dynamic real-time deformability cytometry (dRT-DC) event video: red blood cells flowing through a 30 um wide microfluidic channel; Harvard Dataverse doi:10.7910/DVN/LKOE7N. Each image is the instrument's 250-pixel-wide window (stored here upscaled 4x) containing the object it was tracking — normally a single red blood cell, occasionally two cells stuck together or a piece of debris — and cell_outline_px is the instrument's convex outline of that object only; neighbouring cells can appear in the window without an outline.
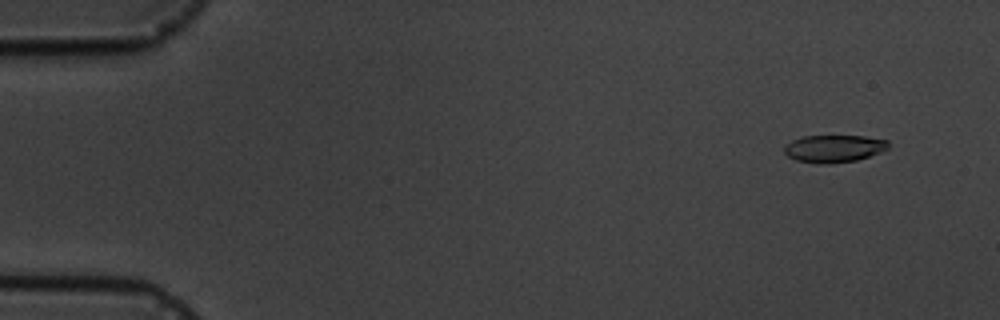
{"species": "common noctule bat (a hibernating species)", "species_latin": "Nyctalus noctula", "temperature_condition": "cold", "stored_images_in_passage": 7, "camera_frame_rate_fps": 3000, "um_per_image_px": 0.085, "animal": {"sex": "male", "body_mass_g": 19.5, "forearm_length_mm": 54.6}, "frame": {"image": 1, "passage_image": 2, "time_ms": 1.333, "image_size_px": [1000, 320], "cell_outline_px": [[888, 148], [880, 152], [856, 160], [828, 164], [820, 164], [796, 160], [788, 156], [784, 152], [784, 144], [792, 140], [804, 136], [864, 136], [888, 140]], "centroid_in_image_um": [70.85, 12.62], "position_along_channel_um": 14.2, "area_um2": 16.59}}
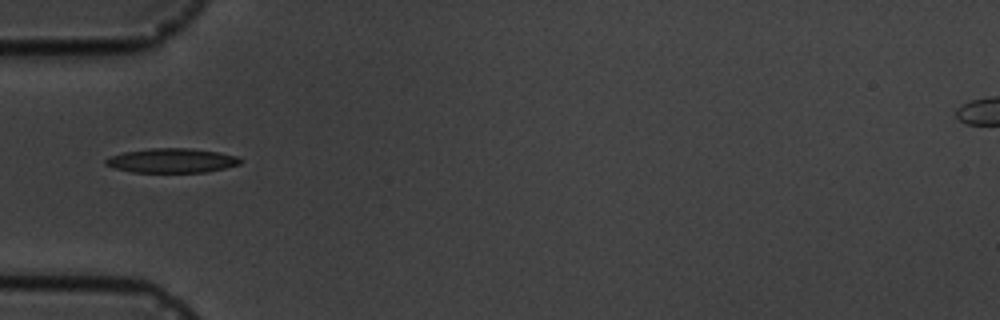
{"frame": {"image": 2, "passage_image": 6, "time_ms": 6.0, "image_size_px": [1000, 320], "cell_outline_px": [[244, 160], [240, 164], [224, 168], [204, 172], [132, 172], [112, 168], [104, 164], [104, 160], [112, 156], [124, 152], [148, 148], [188, 148], [216, 152], [236, 156]], "centroid_in_image_um": [14.57, 13.65], "position_along_channel_um": 70.4, "area_um2": 19.07}}
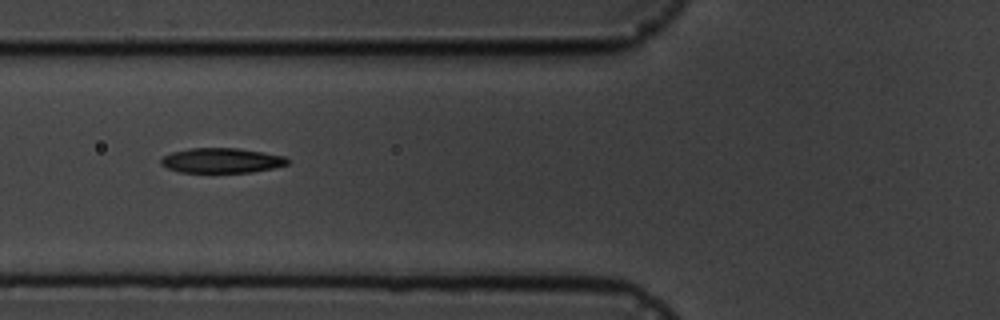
{"frame": {"image": 3, "passage_image": 7, "time_ms": 7.0, "image_size_px": [1000, 320], "cell_outline_px": [[288, 164], [272, 168], [252, 172], [180, 172], [168, 168], [160, 164], [160, 160], [164, 156], [172, 152], [188, 148], [236, 148], [264, 152], [284, 156], [288, 160]], "centroid_in_image_um": [18.82, 13.63], "position_along_channel_um": 107.0, "area_um2": 18.26}}